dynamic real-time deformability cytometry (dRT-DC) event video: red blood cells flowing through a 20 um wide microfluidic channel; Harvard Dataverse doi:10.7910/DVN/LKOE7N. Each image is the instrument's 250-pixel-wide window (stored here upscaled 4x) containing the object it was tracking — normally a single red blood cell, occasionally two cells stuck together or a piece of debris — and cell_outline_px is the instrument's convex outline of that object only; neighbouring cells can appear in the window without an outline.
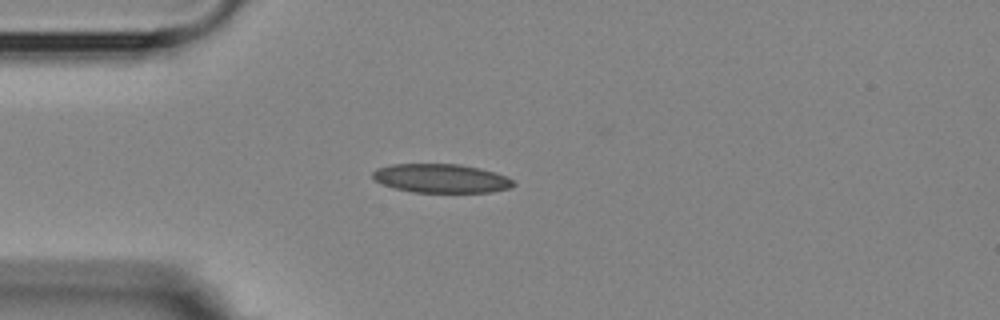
{"species": "Egyptian fruit bat (a non-hibernating species)", "species_latin": "Rousettus aegyptiacus", "temperature_condition": "room temperature", "stored_images_in_passage": 4, "camera_frame_rate_fps": 3000, "um_per_image_px": 0.085, "animal": {"sex": "female"}, "frame": {"image": 1, "passage_image": 3, "time_ms": 3.333, "image_size_px": [1000, 320], "cell_outline_px": [[516, 184], [508, 188], [492, 192], [412, 192], [396, 188], [384, 184], [376, 180], [372, 176], [372, 172], [376, 168], [392, 164], [460, 164], [480, 168], [496, 172], [512, 180]], "centroid_in_image_um": [37.5, 15.15], "position_along_channel_um": 47.5, "area_um2": 23.52}}